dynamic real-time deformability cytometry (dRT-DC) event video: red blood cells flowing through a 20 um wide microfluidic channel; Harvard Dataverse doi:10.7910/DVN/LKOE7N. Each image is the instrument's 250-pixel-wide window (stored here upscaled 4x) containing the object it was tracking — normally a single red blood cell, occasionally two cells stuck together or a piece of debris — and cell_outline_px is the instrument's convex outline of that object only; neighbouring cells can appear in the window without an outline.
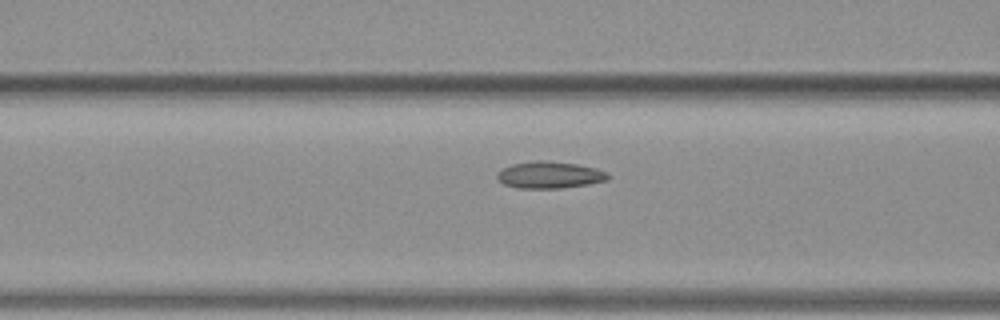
{"species": "common noctule bat (a hibernating species)", "species_latin": "Nyctalus noctula", "temperature_condition": "warm", "stored_images_in_passage": 25, "camera_frame_rate_fps": 3000, "um_per_image_px": 0.085, "animal": {"sex": "female", "body_mass_g": 19.3, "forearm_length_mm": 54.1}, "frame": {"image": 1, "passage_image": 16, "time_ms": 5.0, "image_size_px": [1000, 320], "cell_outline_px": [[608, 180], [588, 184], [560, 188], [516, 188], [504, 184], [496, 176], [496, 172], [500, 168], [512, 164], [536, 160], [544, 160], [576, 164], [596, 168], [604, 172], [608, 176]], "centroid_in_image_um": [46.65, 14.86], "position_along_channel_um": 120.0, "area_um2": 17.28}}
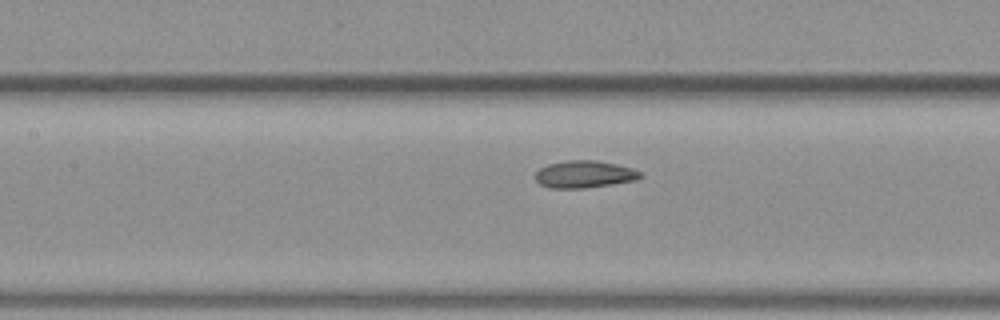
{"frame": {"image": 2, "passage_image": 19, "time_ms": 6.0, "image_size_px": [1000, 320], "cell_outline_px": [[644, 176], [636, 180], [612, 184], [584, 188], [548, 188], [540, 184], [536, 180], [536, 172], [540, 168], [548, 164], [568, 160], [596, 160], [616, 164], [632, 168], [640, 172]], "centroid_in_image_um": [49.68, 14.81], "position_along_channel_um": 157.7, "area_um2": 16.65}}
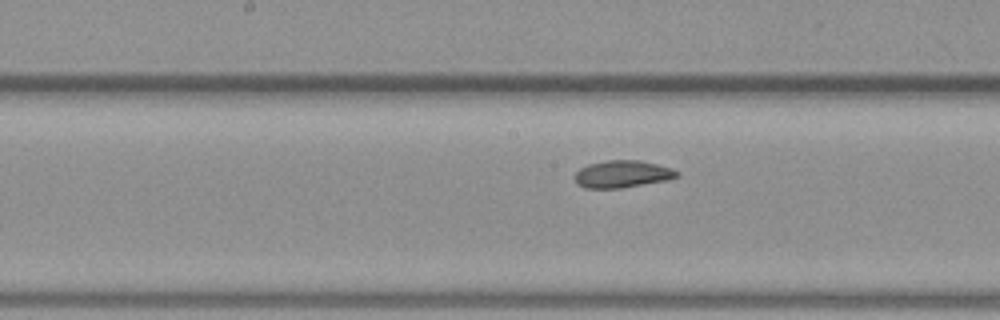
{"frame": {"image": 3, "passage_image": 22, "time_ms": 7.0, "image_size_px": [1000, 320], "cell_outline_px": [[680, 176], [668, 180], [620, 188], [584, 188], [576, 184], [576, 172], [580, 168], [588, 164], [608, 160], [640, 160], [672, 168], [680, 172]], "centroid_in_image_um": [52.92, 14.79], "position_along_channel_um": 195.3, "area_um2": 16.24}}